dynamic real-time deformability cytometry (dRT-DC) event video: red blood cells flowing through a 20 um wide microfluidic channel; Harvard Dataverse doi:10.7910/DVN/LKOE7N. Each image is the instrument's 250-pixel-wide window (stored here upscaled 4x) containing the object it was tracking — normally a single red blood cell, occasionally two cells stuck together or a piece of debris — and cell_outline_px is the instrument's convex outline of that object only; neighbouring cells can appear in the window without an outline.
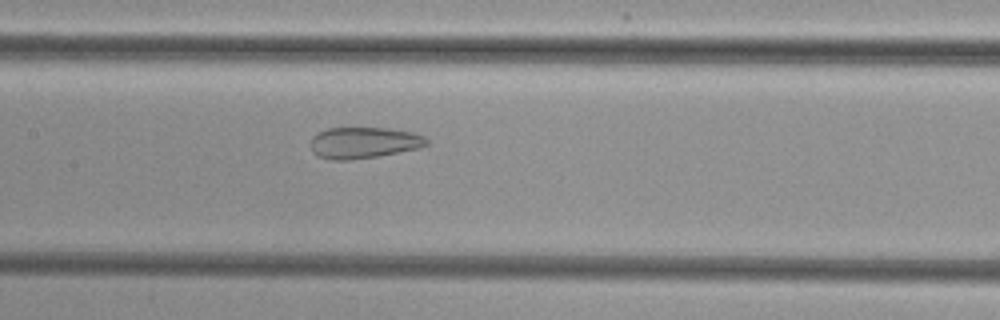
{"species": "common noctule bat (a hibernating species)", "species_latin": "Nyctalus noctula", "temperature_condition": "cold", "stored_images_in_passage": 49, "camera_frame_rate_fps": 3000, "um_per_image_px": 0.085, "animal": {"sex": "female", "body_mass_g": 29.2, "forearm_length_mm": 56.3}, "frame": {"image": 1, "passage_image": 22, "time_ms": 7.0, "image_size_px": [1000, 320], "cell_outline_px": [[428, 144], [420, 148], [376, 156], [352, 160], [332, 160], [320, 156], [312, 152], [312, 136], [328, 128], [388, 128], [412, 132], [424, 136], [428, 140]], "centroid_in_image_um": [30.94, 12.13], "position_along_channel_um": 176.5, "area_um2": 20.98}}
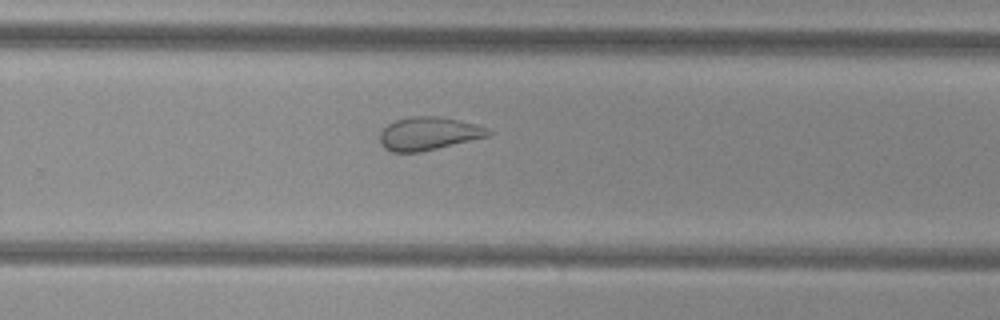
{"frame": {"image": 2, "passage_image": 31, "time_ms": 10.0, "image_size_px": [1000, 320], "cell_outline_px": [[492, 132], [488, 136], [420, 152], [392, 152], [384, 148], [380, 144], [380, 132], [388, 124], [396, 120], [412, 116], [436, 116], [460, 120], [476, 124], [488, 128]], "centroid_in_image_um": [36.41, 11.35], "position_along_channel_um": 293.4, "area_um2": 20.81}}
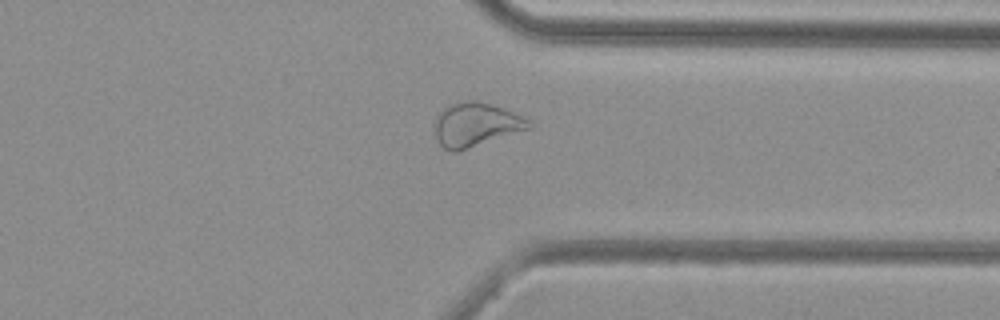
{"frame": {"image": 3, "passage_image": 37, "time_ms": 12.0, "image_size_px": [1000, 320], "cell_outline_px": [[532, 128], [456, 152], [452, 152], [444, 148], [436, 140], [436, 116], [444, 108], [452, 104], [468, 100], [476, 100], [492, 104], [504, 108], [524, 116], [532, 120]], "centroid_in_image_um": [40.5, 10.59], "position_along_channel_um": 370.9, "area_um2": 24.1}}